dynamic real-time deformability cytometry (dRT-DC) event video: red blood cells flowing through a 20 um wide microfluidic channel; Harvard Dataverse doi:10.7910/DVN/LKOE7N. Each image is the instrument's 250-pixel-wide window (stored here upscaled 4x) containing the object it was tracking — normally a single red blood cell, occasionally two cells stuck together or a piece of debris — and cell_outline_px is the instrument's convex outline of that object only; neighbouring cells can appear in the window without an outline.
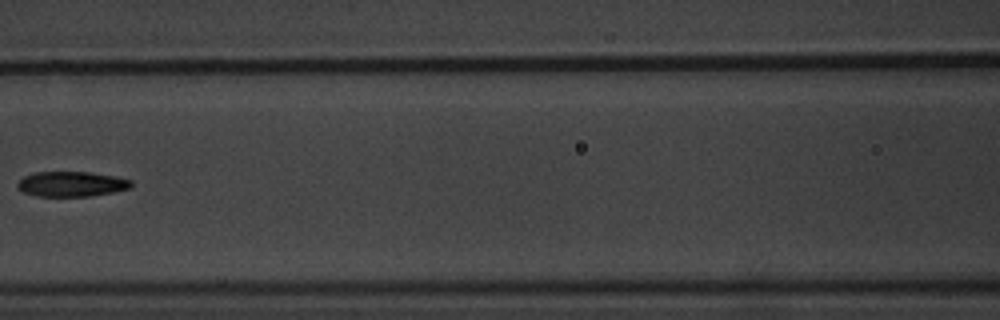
{"species": "common noctule bat (a hibernating species)", "species_latin": "Nyctalus noctula", "temperature_condition": "warm", "stored_images_in_passage": 8, "camera_frame_rate_fps": 3000, "um_per_image_px": 0.085, "animal": {"sex": "male", "body_mass_g": 20.1, "forearm_length_mm": 53.5}, "frame": {"image": 1, "passage_image": 7, "time_ms": 7.0, "image_size_px": [1000, 320], "cell_outline_px": [[132, 184], [128, 188], [112, 192], [88, 196], [36, 196], [24, 192], [16, 188], [16, 184], [24, 176], [36, 172], [88, 172], [116, 176], [132, 180]], "centroid_in_image_um": [6.05, 15.64], "position_along_channel_um": 160.6, "area_um2": 16.53}}
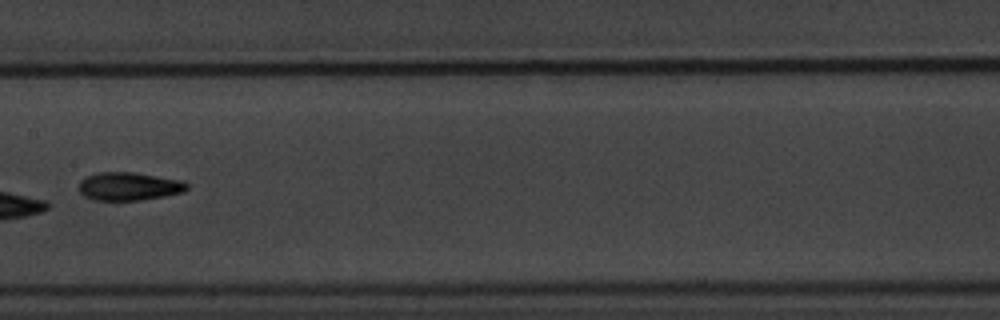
{"frame": {"image": 2, "passage_image": 8, "time_ms": 8.0, "image_size_px": [1000, 320], "cell_outline_px": [[188, 188], [184, 192], [164, 196], [140, 200], [92, 200], [84, 196], [76, 188], [80, 180], [88, 176], [100, 172], [136, 172], [184, 180], [188, 184]], "centroid_in_image_um": [10.96, 15.83], "position_along_channel_um": 196.4, "area_um2": 18.03}}